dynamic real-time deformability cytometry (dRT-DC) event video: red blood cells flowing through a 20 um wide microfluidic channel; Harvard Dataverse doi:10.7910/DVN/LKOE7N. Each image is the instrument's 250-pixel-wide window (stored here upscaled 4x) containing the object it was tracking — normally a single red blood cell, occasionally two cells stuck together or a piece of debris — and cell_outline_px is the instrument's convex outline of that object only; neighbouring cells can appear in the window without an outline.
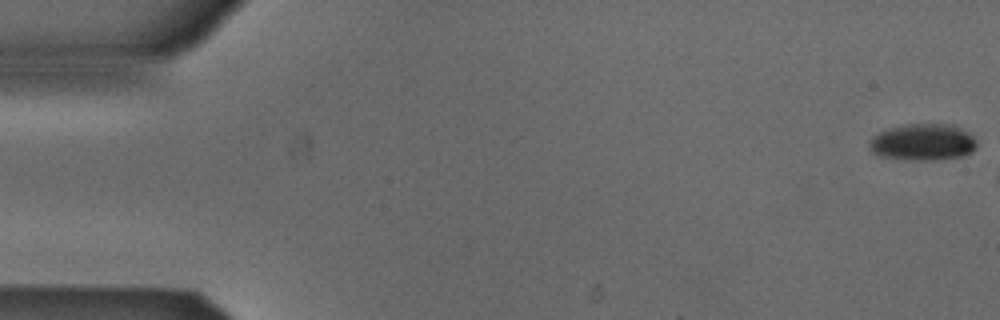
{"species": "Egyptian fruit bat (a non-hibernating species)", "species_latin": "Rousettus aegyptiacus", "temperature_condition": "cold", "stored_images_in_passage": 7, "camera_frame_rate_fps": 3000, "um_per_image_px": 0.085, "animal": {"sex": "male"}, "frame": {"image": 1, "passage_image": 1, "time_ms": 0.0, "image_size_px": [1000, 320], "cell_outline_px": [[976, 148], [972, 152], [964, 156], [932, 160], [920, 160], [884, 156], [872, 152], [868, 144], [872, 136], [888, 128], [904, 124], [952, 124], [968, 132], [976, 140]], "centroid_in_image_um": [78.47, 12.07], "position_along_channel_um": 6.5, "area_um2": 22.83}}